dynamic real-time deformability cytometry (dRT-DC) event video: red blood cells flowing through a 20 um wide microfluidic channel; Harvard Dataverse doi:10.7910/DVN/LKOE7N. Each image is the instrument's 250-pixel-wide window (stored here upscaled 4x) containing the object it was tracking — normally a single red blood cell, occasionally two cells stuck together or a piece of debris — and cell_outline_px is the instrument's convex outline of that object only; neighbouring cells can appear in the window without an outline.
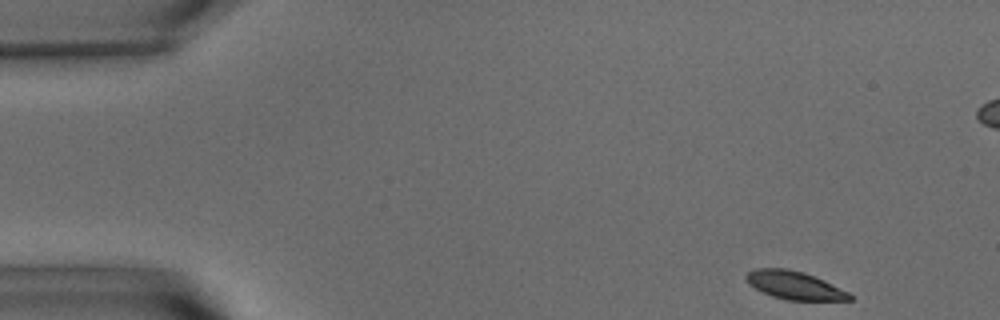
{"species": "common noctule bat (a hibernating species)", "species_latin": "Nyctalus noctula", "temperature_condition": "warm", "stored_images_in_passage": 53, "camera_frame_rate_fps": 3000, "um_per_image_px": 0.085, "animal": {"sex": "male", "body_mass_g": 15.6}, "frame": {"image": 1, "passage_image": 1, "time_ms": 0.0, "image_size_px": [1000, 320], "cell_outline_px": [[852, 300], [788, 300], [772, 296], [748, 284], [744, 276], [748, 272], [756, 268], [788, 268], [804, 272], [824, 280], [848, 292], [852, 296]], "centroid_in_image_um": [67.51, 24.24], "position_along_channel_um": 17.5, "area_um2": 16.88}}
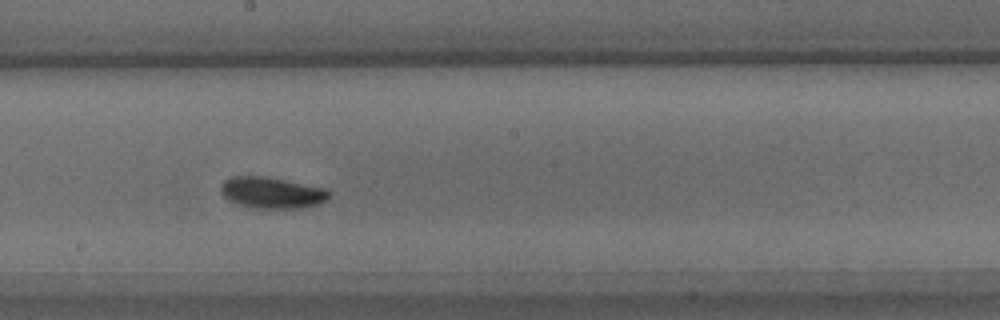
{"frame": {"image": 2, "passage_image": 27, "time_ms": 8.667, "image_size_px": [1000, 320], "cell_outline_px": [[332, 196], [328, 200], [320, 204], [304, 208], [256, 208], [240, 204], [228, 200], [220, 192], [220, 184], [224, 180], [232, 176], [264, 176], [328, 188], [332, 192]], "centroid_in_image_um": [23.17, 16.37], "position_along_channel_um": 225.0, "area_um2": 20.11}}
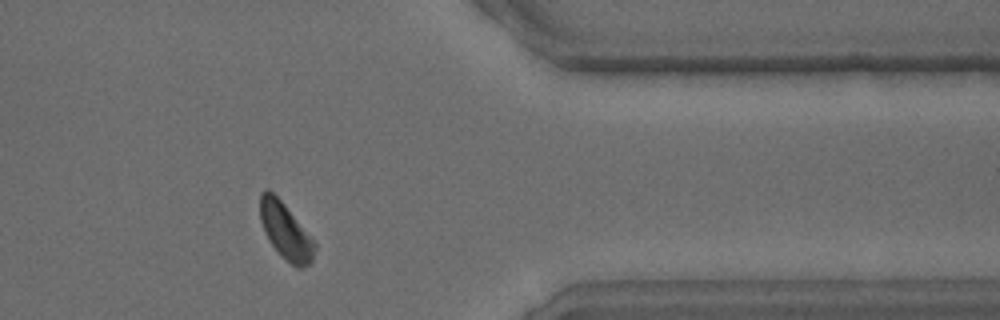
{"frame": {"image": 3, "passage_image": 42, "time_ms": 13.667, "image_size_px": [1000, 320], "cell_outline_px": [[316, 248], [312, 260], [308, 264], [300, 268], [296, 268], [280, 256], [268, 240], [260, 220], [260, 192], [264, 188], [268, 188], [284, 204], [316, 244]], "centroid_in_image_um": [24.24, 19.65], "position_along_channel_um": 387.2, "area_um2": 17.74}, "authors_computed_cell_mechanics": {"area_um2": 18.5538, "velocity_mm_per_s": 3.5721, "shape_relaxation_time_tau1_ms": 2.7418, "shape_relaxation_time_tau2_ms": 6.5054, "deformation_change_tau1": 0.0913, "deformation_change_tau2": 0.1208}}